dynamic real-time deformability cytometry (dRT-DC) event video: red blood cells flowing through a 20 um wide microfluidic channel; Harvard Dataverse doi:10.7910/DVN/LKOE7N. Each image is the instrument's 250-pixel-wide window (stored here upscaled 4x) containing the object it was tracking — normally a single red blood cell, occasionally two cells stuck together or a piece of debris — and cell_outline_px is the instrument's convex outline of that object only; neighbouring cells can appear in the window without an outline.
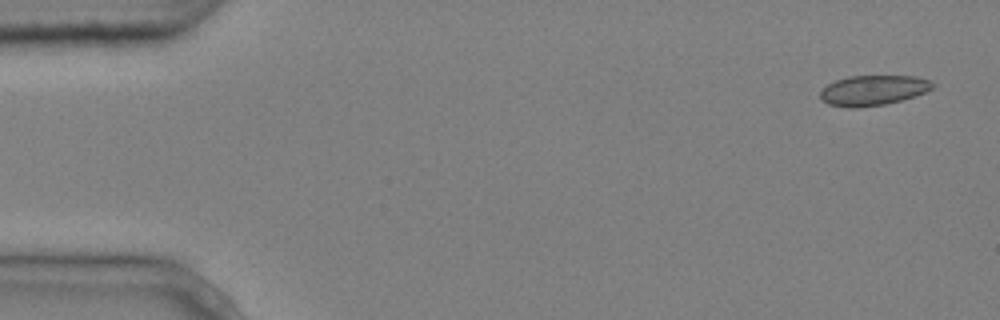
{"species": "common noctule bat (a hibernating species)", "species_latin": "Nyctalus noctula", "temperature_condition": "cold", "stored_images_in_passage": 7, "camera_frame_rate_fps": 3000, "um_per_image_px": 0.085, "animal": {"sex": "male", "body_mass_g": 20.4}, "frame": {"image": 1, "passage_image": 1, "time_ms": 0.0, "image_size_px": [1000, 320], "cell_outline_px": [[936, 84], [932, 88], [916, 96], [884, 104], [856, 108], [848, 108], [828, 104], [820, 100], [820, 92], [828, 84], [836, 80], [848, 76], [916, 76], [932, 80]], "centroid_in_image_um": [74.22, 7.67], "position_along_channel_um": 10.8, "area_um2": 19.83}}
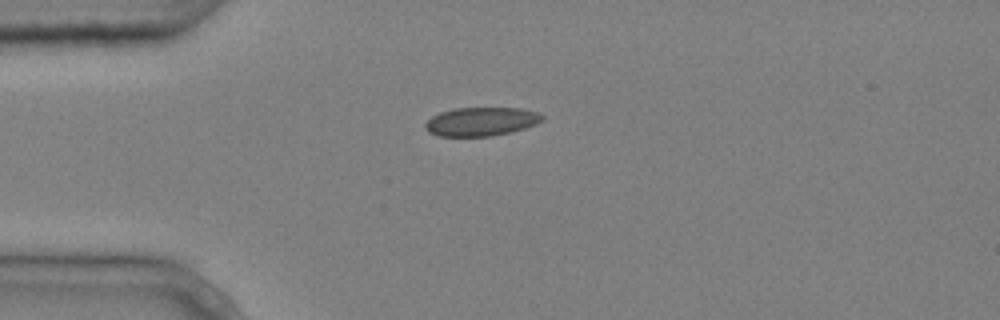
{"frame": {"image": 2, "passage_image": 4, "time_ms": 1.0, "image_size_px": [1000, 320], "cell_outline_px": [[544, 120], [536, 124], [512, 132], [492, 136], [436, 136], [428, 132], [424, 128], [424, 124], [432, 116], [440, 112], [452, 108], [520, 108], [536, 112], [544, 116]], "centroid_in_image_um": [40.88, 10.34], "position_along_channel_um": 44.1, "area_um2": 19.71}}